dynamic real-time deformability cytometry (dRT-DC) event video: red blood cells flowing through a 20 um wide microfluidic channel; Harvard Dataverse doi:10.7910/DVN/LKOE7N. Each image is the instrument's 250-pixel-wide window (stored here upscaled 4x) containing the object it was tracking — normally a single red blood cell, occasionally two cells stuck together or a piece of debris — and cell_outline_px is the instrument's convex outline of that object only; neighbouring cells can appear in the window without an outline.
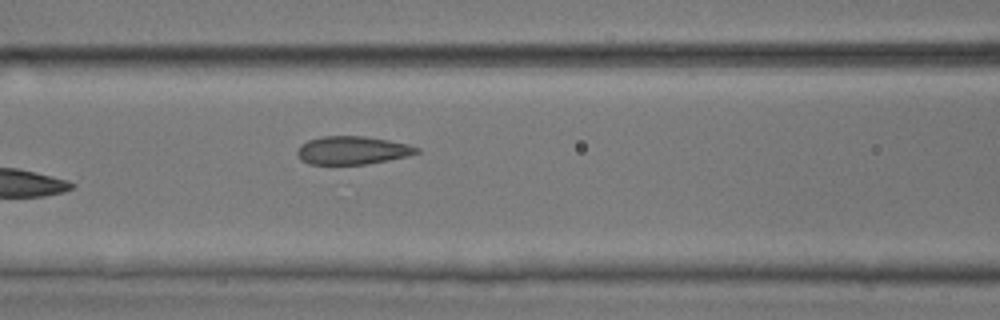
{"species": "common noctule bat (a hibernating species)", "species_latin": "Nyctalus noctula", "temperature_condition": "room temperature", "stored_images_in_passage": 8, "segment_of_instrument_passage": [1, 2], "camera_frame_rate_fps": 3000, "um_per_image_px": 0.085, "animal": {"sex": "male", "body_mass_g": 17.9, "forearm_length_mm": 54.2}, "frame": {"image": 1, "passage_image": 7, "time_ms": 2.0, "image_size_px": [1000, 320], "cell_outline_px": [[420, 152], [408, 156], [388, 160], [364, 164], [308, 164], [300, 160], [296, 152], [300, 144], [308, 140], [324, 136], [364, 136], [388, 140], [408, 144], [420, 148]], "centroid_in_image_um": [29.94, 12.77], "position_along_channel_um": 136.7, "area_um2": 19.65}}